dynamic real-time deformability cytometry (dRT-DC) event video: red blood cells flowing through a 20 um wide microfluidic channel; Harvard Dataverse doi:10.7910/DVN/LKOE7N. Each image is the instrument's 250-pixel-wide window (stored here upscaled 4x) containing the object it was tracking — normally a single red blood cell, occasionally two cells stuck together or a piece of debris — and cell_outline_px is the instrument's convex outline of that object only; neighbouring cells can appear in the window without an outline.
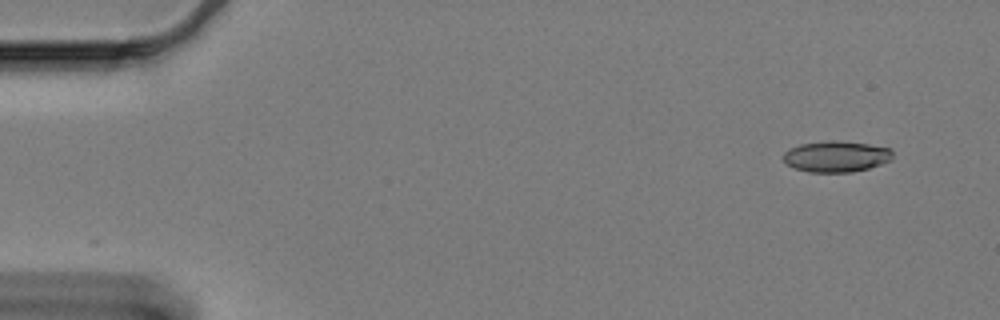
{"species": "Egyptian fruit bat (a non-hibernating species)", "species_latin": "Rousettus aegyptiacus", "temperature_condition": "cold", "stored_images_in_passage": 58, "camera_frame_rate_fps": 3000, "um_per_image_px": 0.085, "animal": {"sex": "female"}, "frame": {"image": 1, "passage_image": 1, "time_ms": 0.0, "image_size_px": [1000, 320], "cell_outline_px": [[892, 160], [868, 168], [852, 172], [808, 172], [792, 168], [780, 156], [788, 148], [800, 144], [828, 140], [832, 140], [868, 144], [888, 148], [892, 152]], "centroid_in_image_um": [71.01, 13.3], "position_along_channel_um": 14.0, "area_um2": 19.88}}
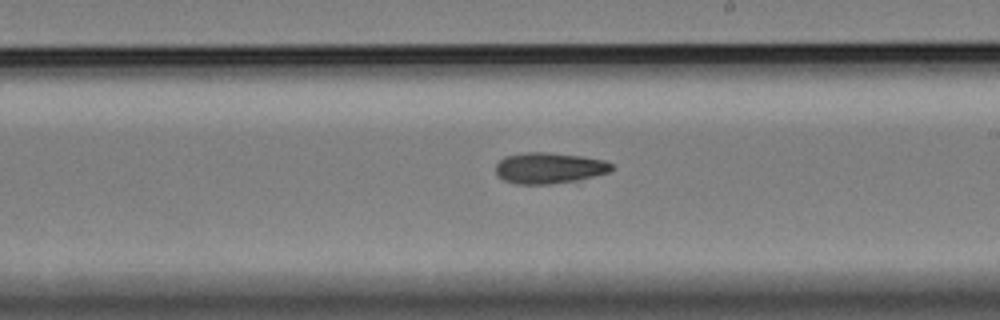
{"frame": {"image": 2, "passage_image": 32, "time_ms": 10.333, "image_size_px": [1000, 320], "cell_outline_px": [[612, 168], [608, 172], [576, 180], [548, 184], [516, 184], [504, 180], [496, 176], [496, 164], [504, 156], [524, 152], [544, 152], [580, 156], [604, 160], [612, 164]], "centroid_in_image_um": [46.61, 14.28], "position_along_channel_um": 242.4, "area_um2": 20.75}}
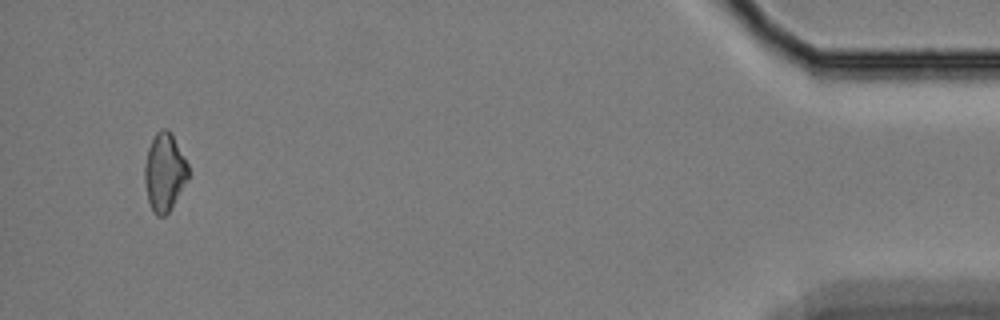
{"frame": {"image": 3, "passage_image": 55, "time_ms": 18.0, "image_size_px": [1000, 320], "cell_outline_px": [[188, 180], [168, 212], [164, 216], [156, 216], [148, 200], [144, 180], [144, 168], [148, 148], [156, 132], [164, 128], [168, 128], [172, 132], [188, 164]], "centroid_in_image_um": [13.99, 14.6], "position_along_channel_um": 421.2, "area_um2": 19.77}}